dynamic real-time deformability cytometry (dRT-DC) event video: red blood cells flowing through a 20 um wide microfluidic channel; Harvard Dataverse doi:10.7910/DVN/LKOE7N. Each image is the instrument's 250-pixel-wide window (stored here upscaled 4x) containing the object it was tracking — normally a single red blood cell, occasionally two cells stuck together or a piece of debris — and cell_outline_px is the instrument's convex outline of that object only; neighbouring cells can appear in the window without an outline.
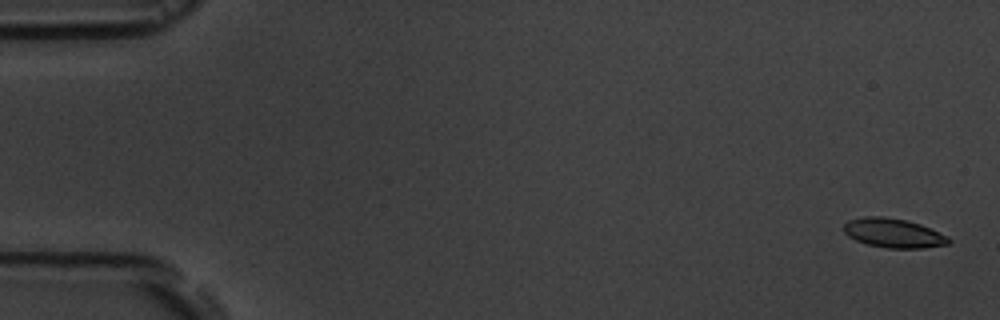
{"species": "common noctule bat (a hibernating species)", "species_latin": "Nyctalus noctula", "temperature_condition": "room temperature", "stored_images_in_passage": 5, "camera_frame_rate_fps": 3000, "um_per_image_px": 0.085, "animal": {"sex": "male", "body_mass_g": 19.5, "forearm_length_mm": 54.6}, "frame": {"image": 1, "passage_image": 1, "time_ms": 0.0, "image_size_px": [1000, 320], "cell_outline_px": [[952, 240], [948, 244], [924, 248], [888, 248], [868, 244], [856, 240], [848, 236], [844, 232], [844, 224], [848, 220], [864, 216], [884, 216], [908, 220], [920, 224], [948, 236]], "centroid_in_image_um": [75.95, 19.8], "position_along_channel_um": 9.1, "area_um2": 17.92}}
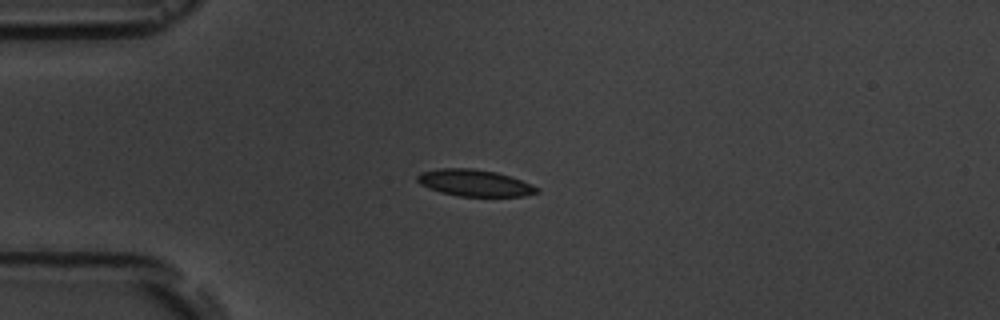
{"frame": {"image": 2, "passage_image": 4, "time_ms": 4.333, "image_size_px": [1000, 320], "cell_outline_px": [[540, 192], [524, 196], [460, 196], [440, 192], [428, 188], [420, 184], [416, 180], [416, 176], [420, 172], [440, 168], [472, 168], [496, 172], [532, 184], [540, 188]], "centroid_in_image_um": [40.32, 15.55], "position_along_channel_um": 44.7, "area_um2": 18.61}}